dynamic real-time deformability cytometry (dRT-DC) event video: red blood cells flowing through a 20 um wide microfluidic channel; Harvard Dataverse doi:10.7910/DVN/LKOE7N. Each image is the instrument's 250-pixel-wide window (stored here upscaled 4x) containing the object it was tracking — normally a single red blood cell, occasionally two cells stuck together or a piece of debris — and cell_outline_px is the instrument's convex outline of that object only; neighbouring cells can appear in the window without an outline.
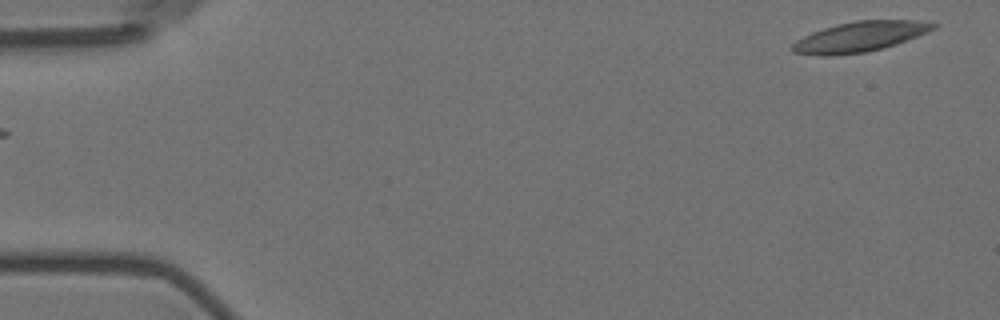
{"species": "Egyptian fruit bat (a non-hibernating species)", "species_latin": "Rousettus aegyptiacus", "temperature_condition": "room temperature", "stored_images_in_passage": 5, "camera_frame_rate_fps": 3000, "um_per_image_px": 0.085, "animal": {"sex": "female"}, "frame": {"image": 1, "passage_image": 1, "time_ms": 0.0, "image_size_px": [1000, 320], "cell_outline_px": [[940, 24], [936, 28], [928, 32], [896, 44], [868, 52], [832, 56], [824, 56], [792, 52], [788, 48], [796, 40], [812, 32], [824, 28], [856, 20], [916, 20]], "centroid_in_image_um": [73.08, 3.13], "position_along_channel_um": 11.9, "area_um2": 24.85}}
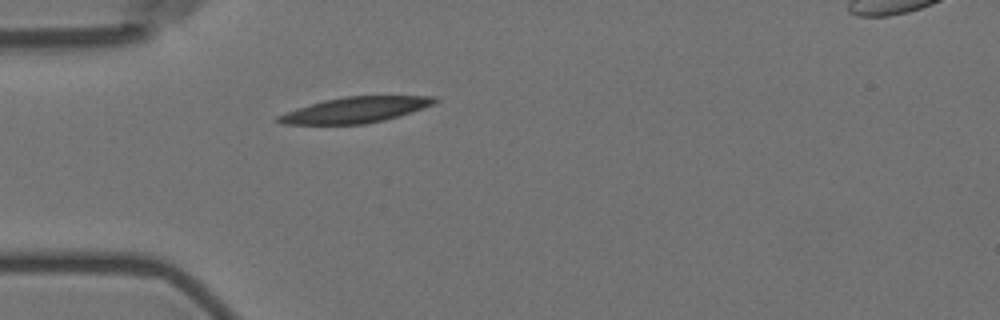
{"frame": {"image": 2, "passage_image": 5, "time_ms": 4.667, "image_size_px": [1000, 320], "cell_outline_px": [[440, 100], [436, 104], [412, 112], [384, 120], [364, 124], [280, 124], [272, 120], [276, 116], [296, 108], [324, 100], [344, 96], [436, 96]], "centroid_in_image_um": [30.2, 9.34], "position_along_channel_um": 54.8, "area_um2": 23.64}}